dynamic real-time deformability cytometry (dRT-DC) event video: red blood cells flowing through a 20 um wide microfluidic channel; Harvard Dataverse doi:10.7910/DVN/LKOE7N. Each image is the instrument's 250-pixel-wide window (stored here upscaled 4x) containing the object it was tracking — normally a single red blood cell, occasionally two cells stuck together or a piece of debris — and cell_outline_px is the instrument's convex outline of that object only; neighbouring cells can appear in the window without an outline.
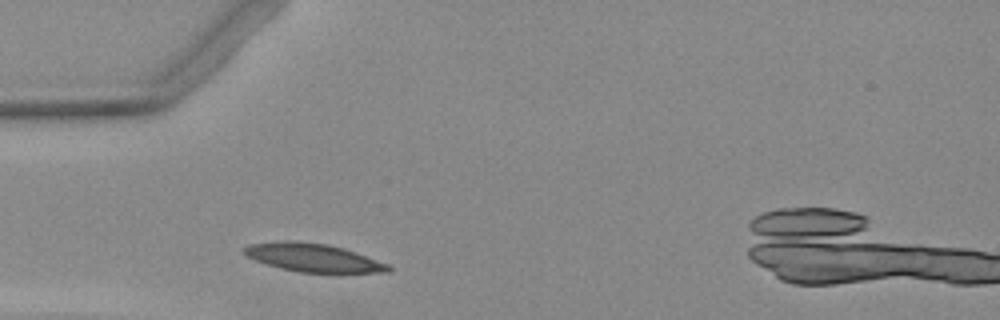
{"species": "Egyptian fruit bat (a non-hibernating species)", "species_latin": "Rousettus aegyptiacus", "temperature_condition": "warm", "stored_images_in_passage": 27, "camera_frame_rate_fps": 3000, "um_per_image_px": 0.085, "animal": {"sex": "female"}, "frame": {"image": 1, "passage_image": 1, "time_ms": 0.0, "image_size_px": [1000, 320], "cell_outline_px": [[392, 272], [300, 272], [280, 268], [256, 260], [240, 252], [248, 244], [284, 240], [296, 240], [328, 244], [344, 248], [388, 264], [392, 268]], "centroid_in_image_um": [26.59, 21.88], "position_along_channel_um": 58.4, "area_um2": 23.64}}
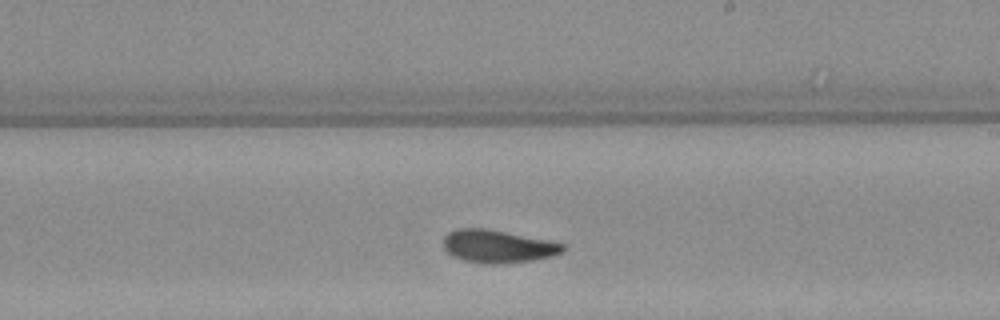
{"frame": {"image": 2, "passage_image": 16, "time_ms": 5.0, "image_size_px": [1000, 320], "cell_outline_px": [[564, 252], [552, 256], [532, 260], [500, 264], [484, 264], [464, 260], [452, 256], [444, 248], [444, 236], [448, 232], [456, 228], [484, 228], [564, 244]], "centroid_in_image_um": [42.26, 20.95], "position_along_channel_um": 246.7, "area_um2": 22.6}}
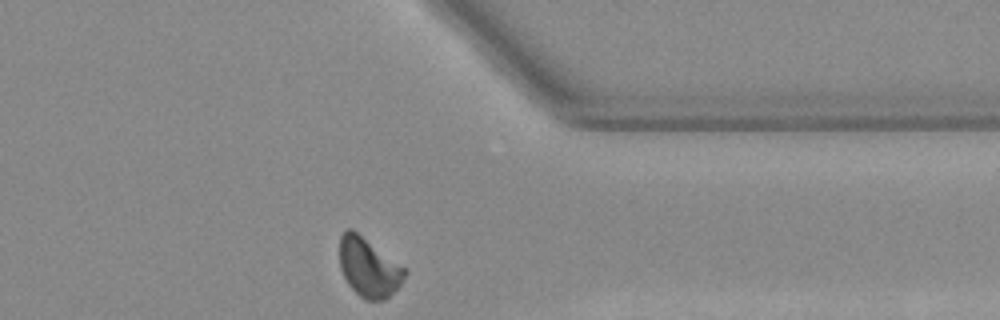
{"frame": {"image": 3, "passage_image": 27, "time_ms": 8.667, "image_size_px": [1000, 320], "cell_outline_px": [[408, 272], [400, 284], [384, 300], [364, 300], [348, 284], [340, 268], [340, 236], [348, 228], [352, 228], [408, 268]], "centroid_in_image_um": [31.36, 22.71], "position_along_channel_um": 380.0, "area_um2": 22.54}}